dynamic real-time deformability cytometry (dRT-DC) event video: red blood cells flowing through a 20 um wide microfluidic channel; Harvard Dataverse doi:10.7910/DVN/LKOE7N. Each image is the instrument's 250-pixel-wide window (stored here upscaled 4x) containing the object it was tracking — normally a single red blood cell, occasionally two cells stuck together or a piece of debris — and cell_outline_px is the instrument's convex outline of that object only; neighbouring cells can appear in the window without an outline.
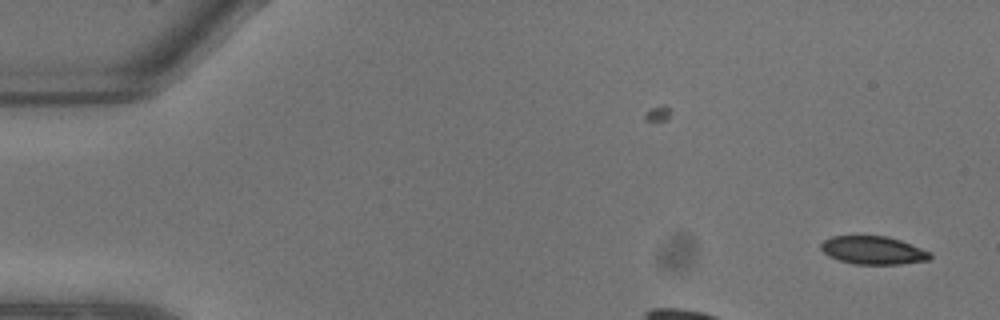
{"species": "common noctule bat (a hibernating species)", "species_latin": "Nyctalus noctula", "temperature_condition": "warm", "stored_images_in_passage": 3, "camera_frame_rate_fps": 3000, "um_per_image_px": 0.085, "animal": {"sex": "male", "body_mass_g": 13.3}, "frame": {"image": 1, "passage_image": 3, "time_ms": 0.667, "image_size_px": [1000, 320], "cell_outline_px": [[932, 256], [928, 260], [900, 264], [852, 264], [828, 256], [820, 248], [820, 244], [824, 240], [832, 236], [888, 236], [912, 244], [932, 252]], "centroid_in_image_um": [74.23, 21.27], "position_along_channel_um": 10.8, "area_um2": 17.98}}